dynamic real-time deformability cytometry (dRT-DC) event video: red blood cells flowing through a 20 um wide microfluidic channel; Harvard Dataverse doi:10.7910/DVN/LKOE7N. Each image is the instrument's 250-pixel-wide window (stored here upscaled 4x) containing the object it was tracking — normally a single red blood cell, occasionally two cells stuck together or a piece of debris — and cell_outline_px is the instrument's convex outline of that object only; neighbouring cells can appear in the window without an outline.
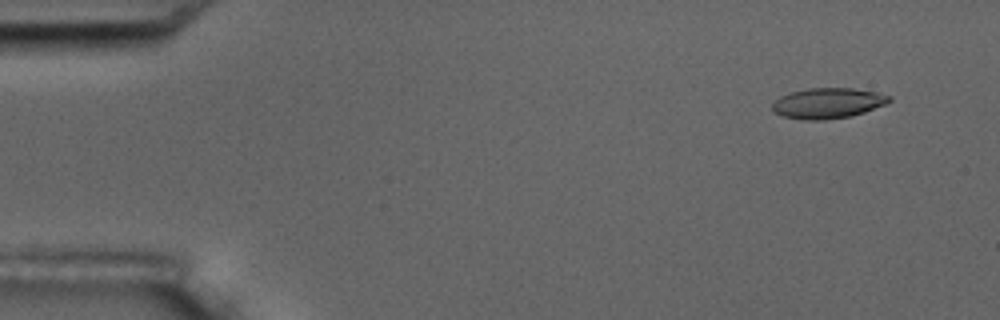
{"species": "common noctule bat (a hibernating species)", "species_latin": "Nyctalus noctula", "temperature_condition": "room temperature", "stored_images_in_passage": 4, "camera_frame_rate_fps": 3000, "um_per_image_px": 0.085, "animal": {"sex": "male", "body_mass_g": 17.5, "forearm_length_mm": 52.3}, "frame": {"image": 1, "passage_image": 1, "time_ms": 0.0, "image_size_px": [1000, 320], "cell_outline_px": [[892, 100], [884, 104], [864, 112], [852, 116], [824, 120], [800, 120], [784, 116], [772, 112], [772, 104], [780, 96], [792, 92], [808, 88], [852, 88], [876, 92], [892, 96]], "centroid_in_image_um": [70.35, 8.77], "position_along_channel_um": 14.7, "area_um2": 20.81}}
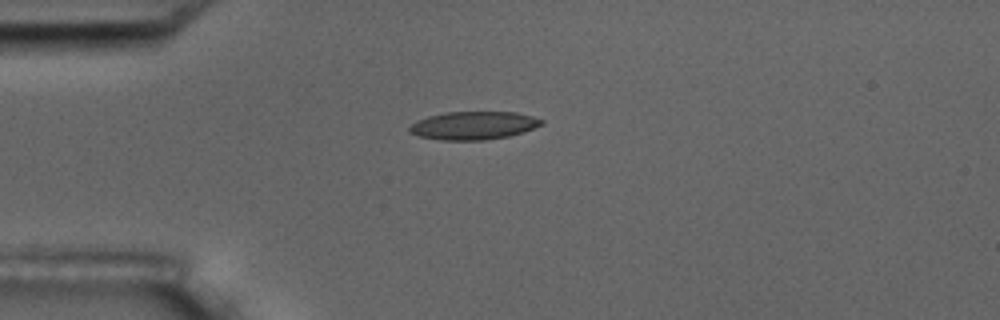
{"frame": {"image": 2, "passage_image": 4, "time_ms": 3.333, "image_size_px": [1000, 320], "cell_outline_px": [[544, 124], [524, 132], [508, 136], [484, 140], [440, 140], [420, 136], [408, 132], [408, 128], [416, 120], [428, 116], [444, 112], [516, 112], [532, 116], [544, 120]], "centroid_in_image_um": [40.25, 10.66], "position_along_channel_um": 44.7, "area_um2": 21.73}}